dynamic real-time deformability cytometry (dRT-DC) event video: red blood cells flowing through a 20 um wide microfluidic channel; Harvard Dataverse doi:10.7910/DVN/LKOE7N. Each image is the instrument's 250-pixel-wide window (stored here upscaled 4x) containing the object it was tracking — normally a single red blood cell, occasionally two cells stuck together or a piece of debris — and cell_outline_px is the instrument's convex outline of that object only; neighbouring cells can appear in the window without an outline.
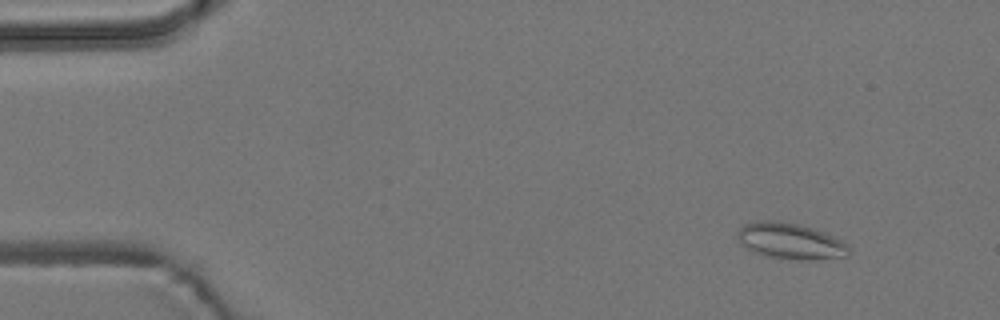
{"species": "common noctule bat (a hibernating species)", "species_latin": "Nyctalus noctula", "temperature_condition": "room temperature", "stored_images_in_passage": 5, "camera_frame_rate_fps": 3000, "um_per_image_px": 0.085, "animal": {"sex": "male", "body_mass_g": 19.2, "forearm_length_mm": 51.8}, "frame": {"image": 1, "passage_image": 2, "time_ms": 0.333, "image_size_px": [1000, 320], "cell_outline_px": [[852, 252], [848, 256], [812, 260], [796, 260], [764, 256], [752, 252], [740, 244], [736, 236], [736, 232], [744, 224], [760, 220], [780, 220], [800, 224], [824, 232], [848, 244]], "centroid_in_image_um": [67.16, 20.49], "position_along_channel_um": 17.8, "area_um2": 23.93}}
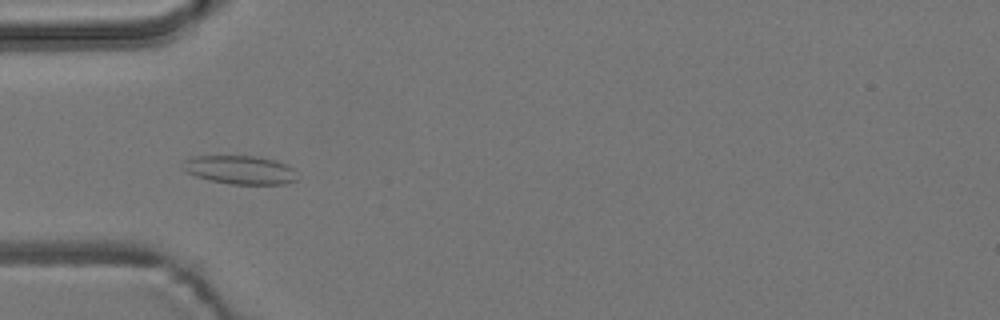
{"frame": {"image": 2, "passage_image": 5, "time_ms": 1.333, "image_size_px": [1000, 320], "cell_outline_px": [[296, 180], [284, 184], [232, 184], [208, 180], [196, 176], [180, 168], [184, 160], [192, 156], [256, 156], [276, 160], [288, 164], [296, 168]], "centroid_in_image_um": [20.42, 14.43], "position_along_channel_um": 64.6, "area_um2": 19.31}}